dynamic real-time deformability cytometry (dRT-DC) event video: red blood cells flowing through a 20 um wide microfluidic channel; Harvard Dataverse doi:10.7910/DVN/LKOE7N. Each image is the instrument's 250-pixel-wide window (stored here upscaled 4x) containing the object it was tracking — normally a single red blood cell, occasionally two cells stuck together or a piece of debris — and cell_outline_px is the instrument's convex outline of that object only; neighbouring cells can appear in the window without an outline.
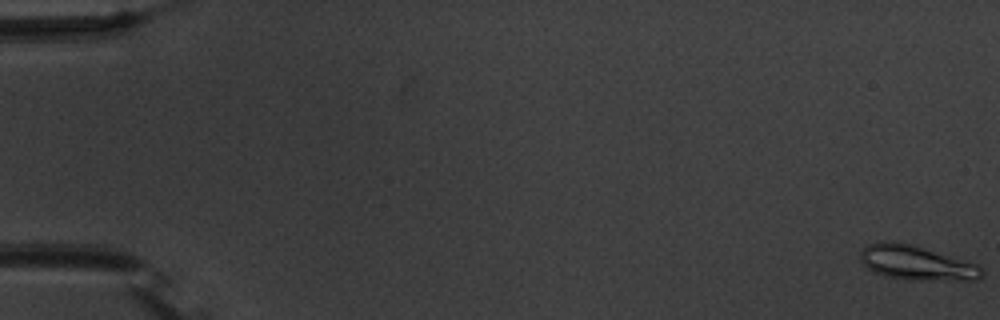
{"species": "common noctule bat (a hibernating species)", "species_latin": "Nyctalus noctula", "temperature_condition": "warm", "stored_images_in_passage": 55, "camera_frame_rate_fps": 3000, "um_per_image_px": 0.085, "animal": {"sex": "male", "body_mass_g": 20.1, "forearm_length_mm": 53.5}, "frame": {"image": 1, "passage_image": 1, "time_ms": 0.0, "image_size_px": [1000, 320], "cell_outline_px": [[984, 276], [976, 280], [916, 280], [884, 276], [872, 272], [860, 260], [860, 252], [868, 244], [880, 240], [892, 240], [912, 244], [976, 264], [984, 268]], "centroid_in_image_um": [77.89, 22.33], "position_along_channel_um": 7.1, "area_um2": 24.62}}
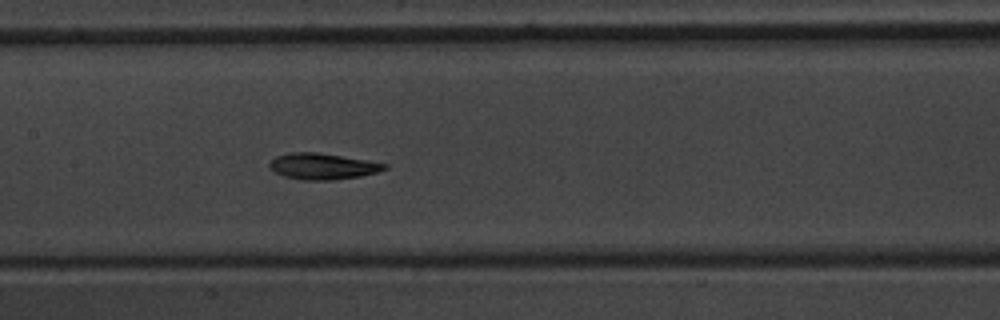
{"frame": {"image": 2, "passage_image": 28, "time_ms": 9.0, "image_size_px": [1000, 320], "cell_outline_px": [[388, 168], [376, 172], [360, 176], [332, 180], [300, 180], [284, 176], [276, 172], [268, 164], [276, 156], [288, 152], [316, 152], [388, 164]], "centroid_in_image_um": [27.4, 14.14], "position_along_channel_um": 180.0, "area_um2": 17.28}}
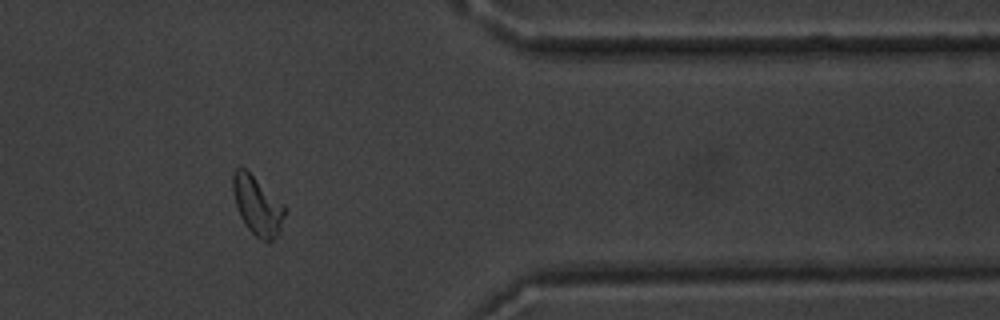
{"frame": {"image": 3, "passage_image": 46, "time_ms": 15.0, "image_size_px": [1000, 320], "cell_outline_px": [[288, 208], [280, 232], [268, 244], [256, 236], [248, 228], [240, 216], [236, 208], [232, 188], [232, 172], [240, 164], [284, 204]], "centroid_in_image_um": [21.88, 17.47], "position_along_channel_um": 389.5, "area_um2": 18.09}, "authors_computed_cell_mechanics": {"area_um2": 17.8024, "velocity_mm_per_s": 3.7574, "shape_relaxation_time_tau1_ms": 7.098, "shape_relaxation_time_tau2_ms": 4.2378, "deformation_change_tau1": 0.1902, "deformation_change_tau2": 0.0955}}